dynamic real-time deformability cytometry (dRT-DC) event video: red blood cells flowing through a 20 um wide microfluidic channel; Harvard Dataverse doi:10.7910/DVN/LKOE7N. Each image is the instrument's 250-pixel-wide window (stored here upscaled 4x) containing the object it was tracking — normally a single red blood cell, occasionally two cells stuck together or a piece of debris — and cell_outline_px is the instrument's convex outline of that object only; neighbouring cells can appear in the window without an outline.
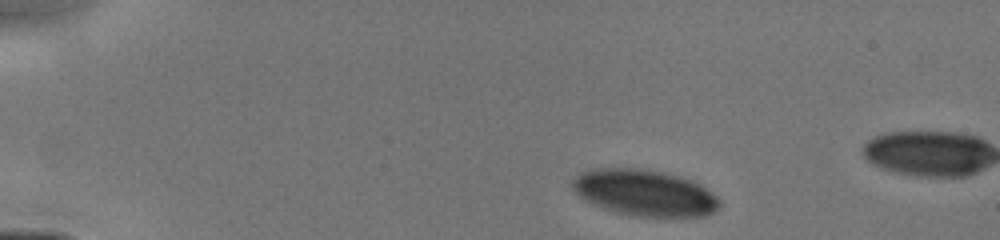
{"species": "human", "species_latin": "Homo sapiens", "temperature_condition": "cold", "stored_images_in_passage": 5, "camera_frame_rate_fps": 3000, "um_per_image_px": 0.085, "donor": {"sex": "male"}, "frame": {"image": 1, "passage_image": 1, "time_ms": 0.0, "image_size_px": [1000, 240], "cell_outline_px": [[720, 204], [712, 212], [704, 216], [640, 216], [616, 212], [592, 204], [584, 200], [572, 188], [572, 180], [580, 172], [592, 168], [632, 168], [660, 172], [692, 180], [716, 196], [720, 200]], "centroid_in_image_um": [54.73, 16.38], "position_along_channel_um": 30.3, "area_um2": 39.07}}